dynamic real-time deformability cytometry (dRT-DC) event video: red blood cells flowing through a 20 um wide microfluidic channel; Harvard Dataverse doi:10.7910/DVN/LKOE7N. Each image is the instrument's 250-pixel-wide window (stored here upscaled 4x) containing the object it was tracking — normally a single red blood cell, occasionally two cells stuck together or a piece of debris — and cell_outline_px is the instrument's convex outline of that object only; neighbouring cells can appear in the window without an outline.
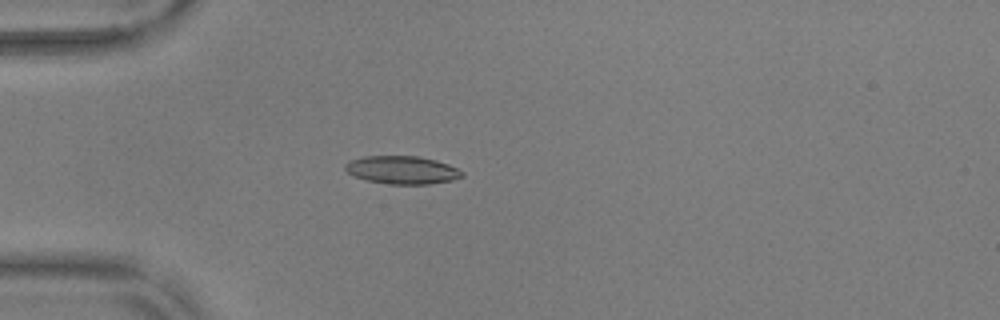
{"species": "common noctule bat (a hibernating species)", "species_latin": "Nyctalus noctula", "temperature_condition": "warm", "stored_images_in_passage": 40, "camera_frame_rate_fps": 3000, "um_per_image_px": 0.085, "animal": {"sex": "male", "body_mass_g": 17.9, "forearm_length_mm": 54.2}, "frame": {"image": 1, "passage_image": 5, "time_ms": 1.333, "image_size_px": [1000, 320], "cell_outline_px": [[464, 176], [452, 180], [428, 184], [388, 184], [368, 180], [356, 176], [348, 172], [344, 168], [344, 164], [352, 160], [364, 156], [416, 156], [436, 160], [448, 164], [464, 172]], "centroid_in_image_um": [34.2, 14.44], "position_along_channel_um": 50.8, "area_um2": 18.9}}
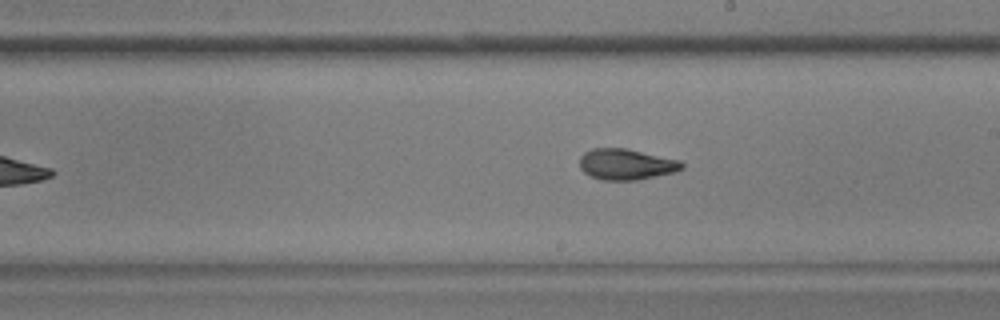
{"frame": {"image": 2, "passage_image": 21, "time_ms": 6.667, "image_size_px": [1000, 320], "cell_outline_px": [[684, 168], [676, 172], [636, 180], [604, 180], [588, 176], [580, 168], [580, 156], [584, 152], [592, 148], [628, 148], [680, 160], [684, 164]], "centroid_in_image_um": [53.23, 13.96], "position_along_channel_um": 235.8, "area_um2": 18.67}}
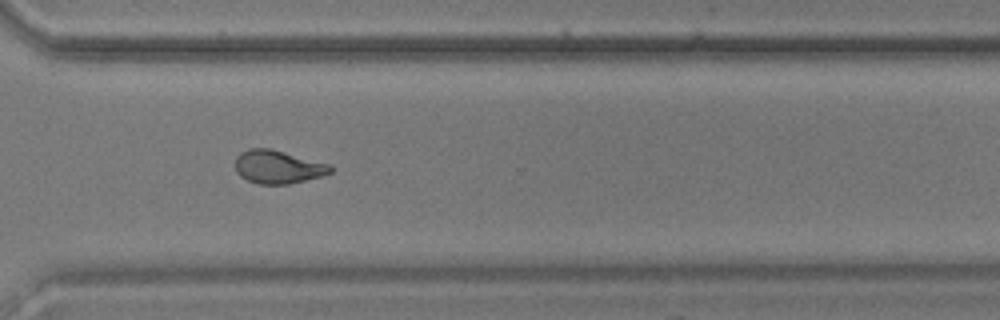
{"frame": {"image": 3, "passage_image": 30, "time_ms": 9.667, "image_size_px": [1000, 320], "cell_outline_px": [[332, 172], [320, 176], [288, 184], [260, 184], [248, 180], [240, 176], [236, 172], [236, 156], [240, 152], [248, 148], [272, 148], [332, 164]], "centroid_in_image_um": [23.63, 14.16], "position_along_channel_um": 347.0, "area_um2": 18.61}, "authors_computed_cell_mechanics": {"area_um2": 18.6405, "velocity_mm_per_s": 3.7088, "shape_relaxation_time_tau1_ms": null, "shape_relaxation_time_tau2_ms": 1.4671, "deformation_change_tau1": null, "deformation_change_tau2": 0.0829}}